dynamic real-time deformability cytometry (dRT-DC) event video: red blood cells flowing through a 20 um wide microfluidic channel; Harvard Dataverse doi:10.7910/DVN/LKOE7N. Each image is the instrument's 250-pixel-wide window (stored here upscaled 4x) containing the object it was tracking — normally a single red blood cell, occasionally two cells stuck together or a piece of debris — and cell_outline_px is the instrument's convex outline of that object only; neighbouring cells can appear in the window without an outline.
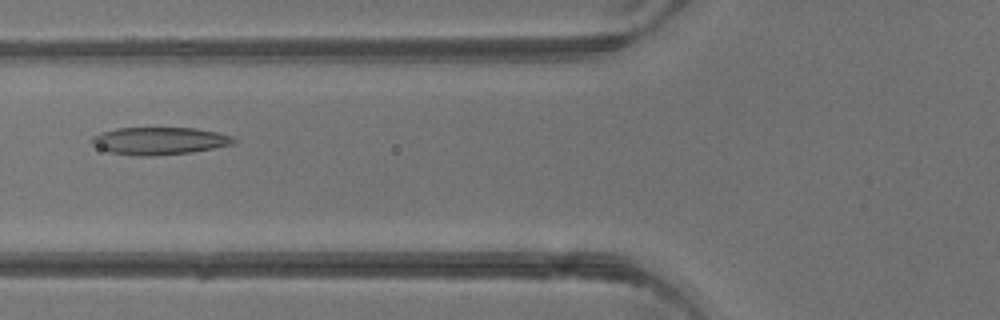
{"species": "common noctule bat (a hibernating species)", "species_latin": "Nyctalus noctula", "temperature_condition": "warm", "stored_images_in_passage": 5, "camera_frame_rate_fps": 3000, "um_per_image_px": 0.085, "animal": {"sex": "male", "body_mass_g": 13.3}, "frame": {"image": 1, "passage_image": 5, "time_ms": 4.667, "image_size_px": [1000, 320], "cell_outline_px": [[236, 140], [232, 144], [192, 152], [152, 156], [140, 156], [108, 152], [92, 144], [88, 140], [92, 136], [100, 132], [116, 128], [196, 128], [216, 132], [232, 136]], "centroid_in_image_um": [13.49, 11.97], "position_along_channel_um": 112.3, "area_um2": 22.72}}